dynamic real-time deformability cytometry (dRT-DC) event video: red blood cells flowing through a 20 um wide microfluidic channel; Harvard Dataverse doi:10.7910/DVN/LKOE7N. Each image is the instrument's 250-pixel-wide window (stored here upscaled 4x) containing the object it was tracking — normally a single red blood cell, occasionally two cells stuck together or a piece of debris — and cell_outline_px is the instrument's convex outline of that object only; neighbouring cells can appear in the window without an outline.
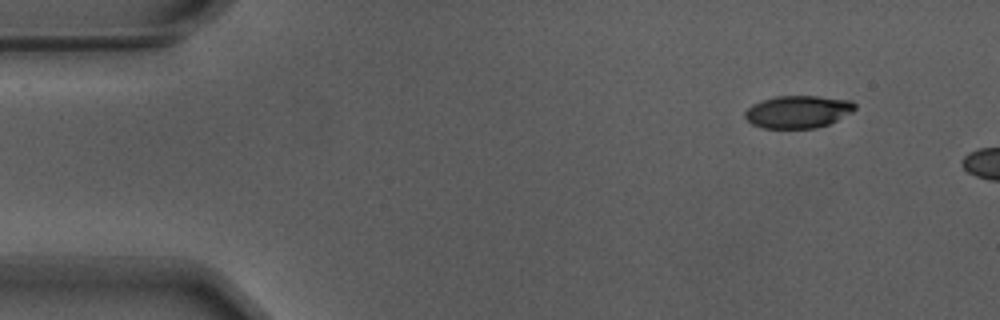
{"species": "Egyptian fruit bat (a non-hibernating species)", "species_latin": "Rousettus aegyptiacus", "temperature_condition": "warm", "stored_images_in_passage": 6, "camera_frame_rate_fps": 3000, "um_per_image_px": 0.085, "animal": {"sex": "male"}, "frame": {"image": 1, "passage_image": 1, "time_ms": 0.0, "image_size_px": [1000, 320], "cell_outline_px": [[856, 108], [852, 112], [828, 124], [816, 128], [764, 128], [752, 124], [744, 116], [744, 112], [752, 104], [776, 96], [816, 96], [852, 100], [856, 104]], "centroid_in_image_um": [67.84, 9.49], "position_along_channel_um": 17.2, "area_um2": 20.75}}